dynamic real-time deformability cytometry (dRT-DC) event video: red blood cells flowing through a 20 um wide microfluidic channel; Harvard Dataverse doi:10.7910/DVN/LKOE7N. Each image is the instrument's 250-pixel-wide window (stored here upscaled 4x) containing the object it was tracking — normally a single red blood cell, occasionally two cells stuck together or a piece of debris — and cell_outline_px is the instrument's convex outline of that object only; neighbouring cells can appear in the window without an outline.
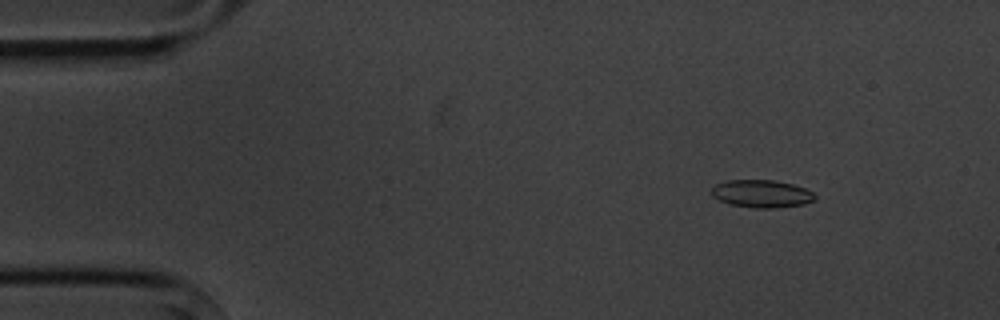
{"species": "common noctule bat (a hibernating species)", "species_latin": "Nyctalus noctula", "temperature_condition": "cold", "stored_images_in_passage": 4, "camera_frame_rate_fps": 3000, "um_per_image_px": 0.085, "animal": {"sex": "male", "body_mass_g": 20.1, "forearm_length_mm": 53.5}, "frame": {"image": 1, "passage_image": 2, "time_ms": 1.333, "image_size_px": [1000, 320], "cell_outline_px": [[816, 200], [804, 204], [776, 208], [756, 208], [728, 204], [712, 196], [712, 188], [716, 184], [728, 180], [776, 180], [792, 184], [804, 188], [812, 192], [816, 196]], "centroid_in_image_um": [64.75, 16.47], "position_along_channel_um": 20.2, "area_um2": 16.7}}